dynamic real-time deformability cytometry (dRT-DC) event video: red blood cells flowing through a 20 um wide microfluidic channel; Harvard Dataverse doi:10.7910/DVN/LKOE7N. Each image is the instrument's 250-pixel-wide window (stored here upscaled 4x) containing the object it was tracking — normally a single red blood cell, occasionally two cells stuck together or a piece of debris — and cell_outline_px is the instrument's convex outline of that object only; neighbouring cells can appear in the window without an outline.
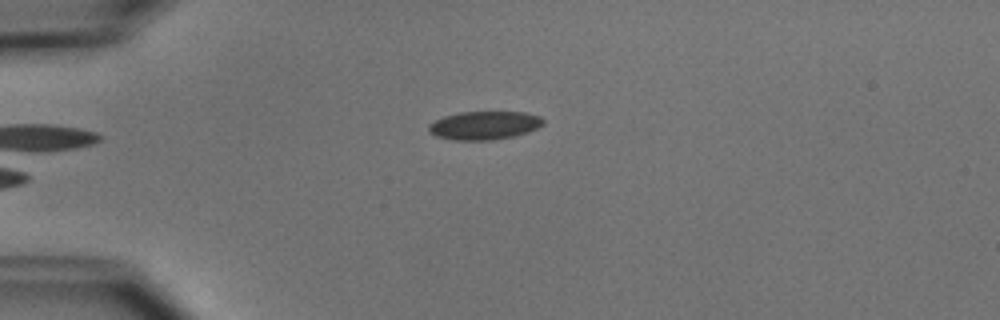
{"species": "common noctule bat (a hibernating species)", "species_latin": "Nyctalus noctula", "temperature_condition": "cold", "stored_images_in_passage": 5, "camera_frame_rate_fps": 3000, "um_per_image_px": 0.085, "animal": {"sex": "male", "body_mass_g": 15.6}, "frame": {"image": 1, "passage_image": 5, "time_ms": 5.333, "image_size_px": [1000, 320], "cell_outline_px": [[544, 124], [528, 132], [512, 136], [492, 140], [452, 140], [436, 136], [428, 132], [428, 124], [444, 116], [460, 112], [524, 112], [540, 116], [544, 120]], "centroid_in_image_um": [41.15, 10.66], "position_along_channel_um": 43.9, "area_um2": 18.96}}